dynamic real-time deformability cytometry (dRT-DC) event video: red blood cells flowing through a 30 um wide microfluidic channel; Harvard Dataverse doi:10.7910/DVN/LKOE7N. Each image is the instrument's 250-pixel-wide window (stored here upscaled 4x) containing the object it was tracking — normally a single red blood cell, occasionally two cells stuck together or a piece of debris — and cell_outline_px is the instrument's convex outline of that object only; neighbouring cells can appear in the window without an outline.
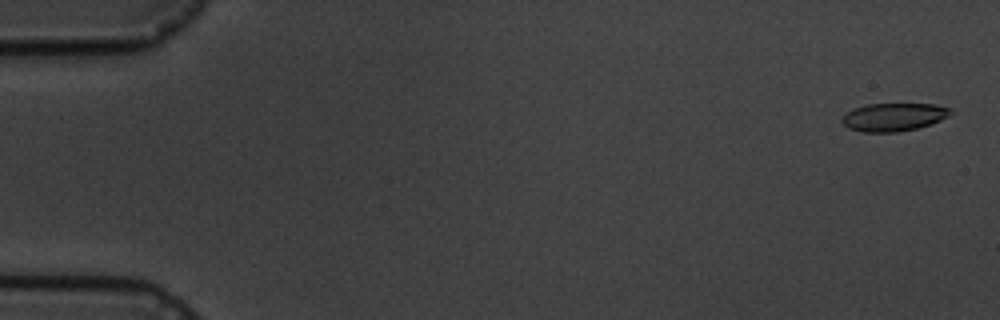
{"species": "common noctule bat (a hibernating species)", "species_latin": "Nyctalus noctula", "temperature_condition": "cold", "stored_images_in_passage": 7, "camera_frame_rate_fps": 3000, "um_per_image_px": 0.085, "animal": {"sex": "male", "body_mass_g": 19.5, "forearm_length_mm": 54.6}, "frame": {"image": 1, "passage_image": 1, "time_ms": 0.0, "image_size_px": [1000, 320], "cell_outline_px": [[952, 112], [948, 116], [940, 120], [916, 128], [896, 132], [860, 132], [848, 128], [840, 120], [848, 112], [864, 104], [932, 104], [952, 108]], "centroid_in_image_um": [75.95, 9.94], "position_along_channel_um": 9.1, "area_um2": 17.57}}
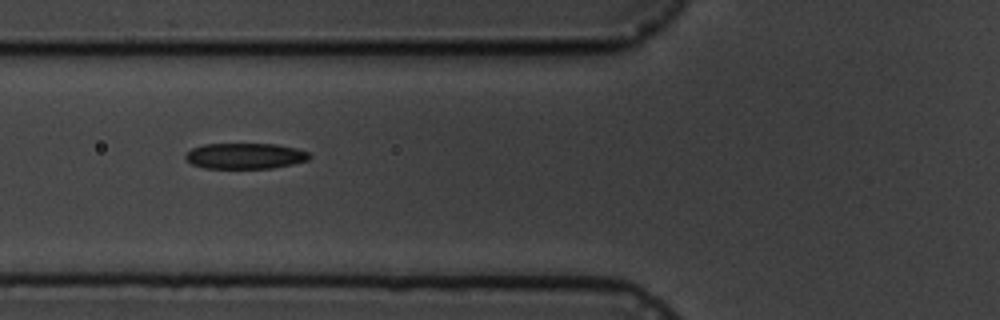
{"frame": {"image": 2, "passage_image": 6, "time_ms": 6.667, "image_size_px": [1000, 320], "cell_outline_px": [[312, 156], [308, 160], [292, 164], [272, 168], [204, 168], [192, 164], [184, 156], [192, 148], [204, 144], [276, 144], [296, 148], [308, 152]], "centroid_in_image_um": [20.85, 13.25], "position_along_channel_um": 104.9, "area_um2": 18.55}}
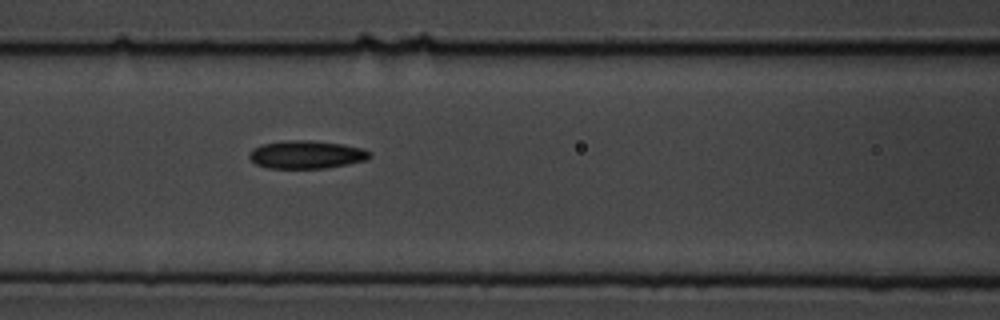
{"frame": {"image": 3, "passage_image": 7, "time_ms": 7.667, "image_size_px": [1000, 320], "cell_outline_px": [[372, 156], [364, 160], [348, 164], [324, 168], [268, 168], [256, 164], [248, 156], [248, 152], [252, 148], [264, 144], [288, 140], [312, 140], [344, 144], [364, 148], [372, 152]], "centroid_in_image_um": [26.06, 13.13], "position_along_channel_um": 140.5, "area_um2": 19.77}}